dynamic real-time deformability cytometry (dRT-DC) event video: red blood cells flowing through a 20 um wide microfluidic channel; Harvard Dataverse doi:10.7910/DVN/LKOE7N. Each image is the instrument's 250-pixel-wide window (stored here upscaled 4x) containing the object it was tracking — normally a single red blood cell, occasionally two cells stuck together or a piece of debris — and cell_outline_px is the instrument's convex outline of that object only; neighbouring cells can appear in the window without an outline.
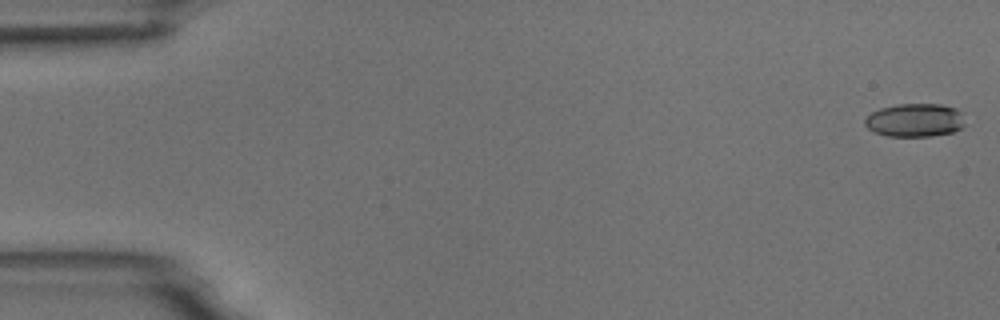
{"species": "common noctule bat (a hibernating species)", "species_latin": "Nyctalus noctula", "temperature_condition": "room temperature", "stored_images_in_passage": 5, "camera_frame_rate_fps": 3000, "um_per_image_px": 0.085, "animal": {"sex": "male", "body_mass_g": 18.8}, "frame": {"image": 1, "passage_image": 1, "time_ms": 0.0, "image_size_px": [1000, 320], "cell_outline_px": [[964, 124], [960, 128], [952, 132], [932, 136], [888, 136], [876, 132], [868, 128], [864, 124], [864, 120], [872, 112], [880, 108], [896, 104], [940, 104], [956, 108], [960, 112]], "centroid_in_image_um": [77.75, 10.21], "position_along_channel_um": 7.3, "area_um2": 19.31}}
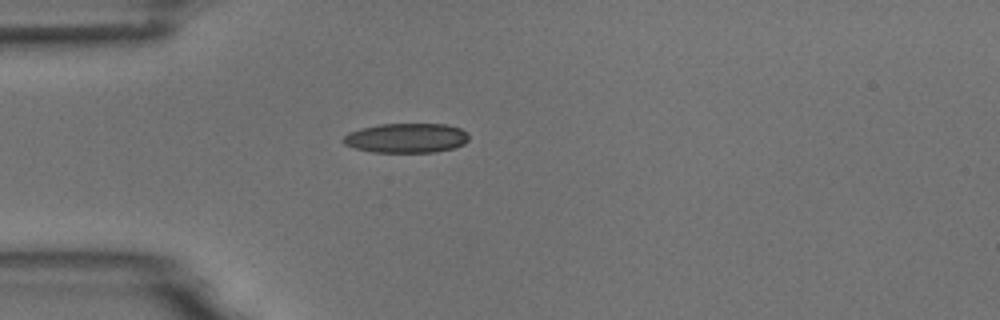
{"frame": {"image": 2, "passage_image": 5, "time_ms": 4.667, "image_size_px": [1000, 320], "cell_outline_px": [[468, 140], [464, 144], [452, 148], [436, 152], [372, 152], [356, 148], [344, 144], [340, 140], [348, 132], [360, 128], [380, 124], [448, 124], [460, 128], [468, 136]], "centroid_in_image_um": [34.5, 11.73], "position_along_channel_um": 50.5, "area_um2": 21.68}}